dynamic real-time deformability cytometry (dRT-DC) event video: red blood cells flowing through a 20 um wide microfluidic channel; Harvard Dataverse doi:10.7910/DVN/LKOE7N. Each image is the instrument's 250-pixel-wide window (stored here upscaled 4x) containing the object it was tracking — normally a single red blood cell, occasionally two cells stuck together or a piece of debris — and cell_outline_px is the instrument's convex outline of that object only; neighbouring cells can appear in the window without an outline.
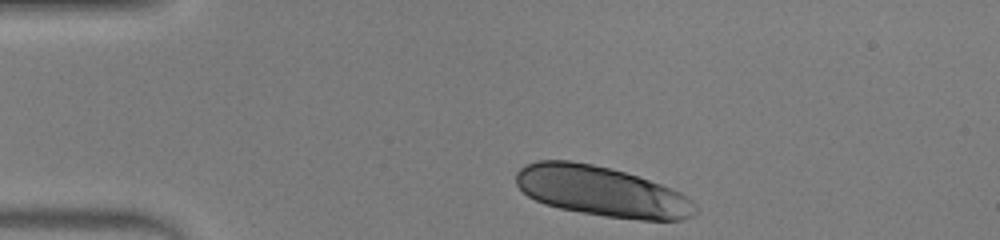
{"species": "human", "species_latin": "Homo sapiens", "temperature_condition": "warm", "stored_images_in_passage": 43, "camera_frame_rate_fps": 3000, "um_per_image_px": 0.085, "donor": {"sex": "male"}, "frame": {"image": 1, "passage_image": 1, "time_ms": 0.0, "image_size_px": [1000, 240], "cell_outline_px": [[696, 212], [692, 216], [680, 220], [640, 220], [604, 216], [580, 212], [560, 208], [544, 204], [528, 196], [516, 184], [516, 172], [524, 164], [536, 160], [568, 160], [592, 164], [624, 172], [672, 188], [680, 192], [692, 200], [696, 204]], "centroid_in_image_um": [51.13, 16.27], "position_along_channel_um": 33.9, "area_um2": 52.31}}